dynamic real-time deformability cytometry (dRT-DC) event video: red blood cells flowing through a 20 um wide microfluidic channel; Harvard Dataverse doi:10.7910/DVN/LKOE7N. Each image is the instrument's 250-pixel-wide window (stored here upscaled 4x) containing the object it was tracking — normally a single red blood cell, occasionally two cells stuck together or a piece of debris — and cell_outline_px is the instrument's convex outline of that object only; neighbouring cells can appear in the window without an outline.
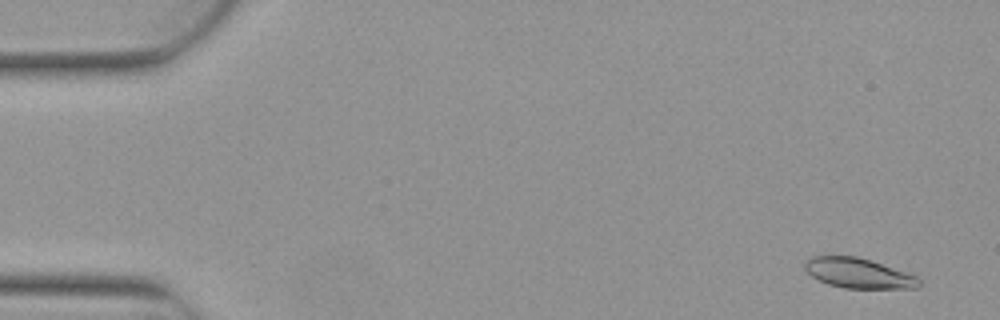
{"species": "Egyptian fruit bat (a non-hibernating species)", "species_latin": "Rousettus aegyptiacus", "temperature_condition": "warm", "stored_images_in_passage": 5, "camera_frame_rate_fps": 3000, "um_per_image_px": 0.085, "animal": {"sex": "female"}, "frame": {"image": 1, "passage_image": 1, "time_ms": 0.0, "image_size_px": [1000, 320], "cell_outline_px": [[920, 288], [844, 288], [828, 284], [812, 276], [804, 268], [804, 264], [812, 256], [856, 256], [916, 276], [920, 280]], "centroid_in_image_um": [72.95, 23.23], "position_along_channel_um": 12.0, "area_um2": 19.54}}
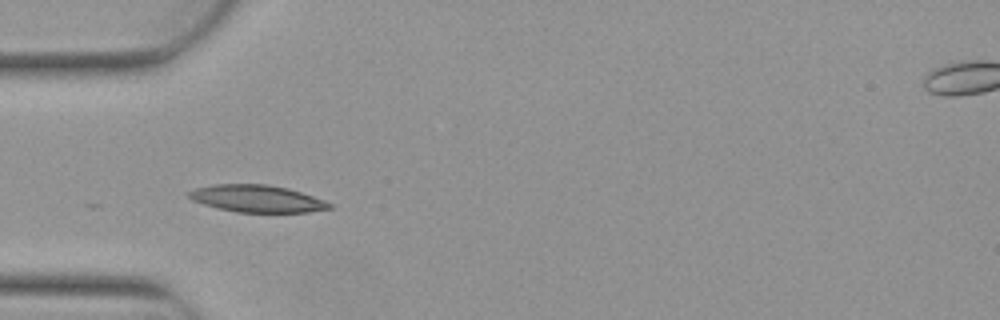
{"frame": {"image": 2, "passage_image": 4, "time_ms": 1.0, "image_size_px": [1000, 320], "cell_outline_px": [[332, 208], [308, 212], [236, 212], [216, 208], [192, 200], [188, 196], [188, 192], [196, 188], [212, 184], [268, 184], [288, 188], [324, 200], [332, 204]], "centroid_in_image_um": [21.83, 16.88], "position_along_channel_um": 63.2, "area_um2": 22.2}}
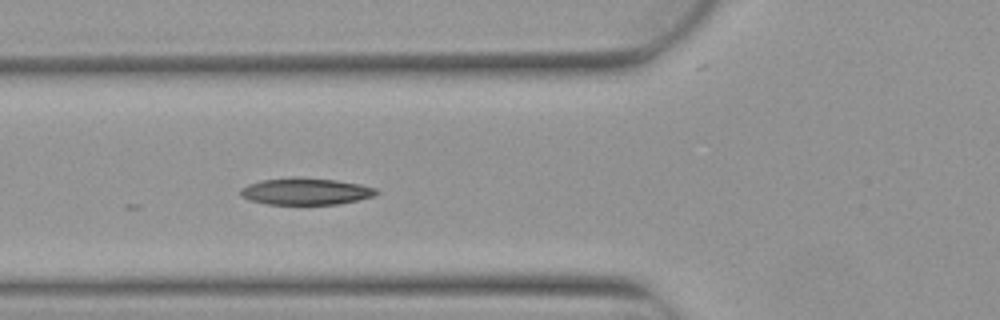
{"frame": {"image": 3, "passage_image": 5, "time_ms": 1.333, "image_size_px": [1000, 320], "cell_outline_px": [[380, 192], [372, 196], [340, 204], [268, 204], [248, 200], [240, 196], [240, 188], [248, 184], [260, 180], [292, 176], [296, 176], [336, 180], [360, 184], [376, 188]], "centroid_in_image_um": [25.94, 16.25], "position_along_channel_um": 99.9, "area_um2": 21.44}}